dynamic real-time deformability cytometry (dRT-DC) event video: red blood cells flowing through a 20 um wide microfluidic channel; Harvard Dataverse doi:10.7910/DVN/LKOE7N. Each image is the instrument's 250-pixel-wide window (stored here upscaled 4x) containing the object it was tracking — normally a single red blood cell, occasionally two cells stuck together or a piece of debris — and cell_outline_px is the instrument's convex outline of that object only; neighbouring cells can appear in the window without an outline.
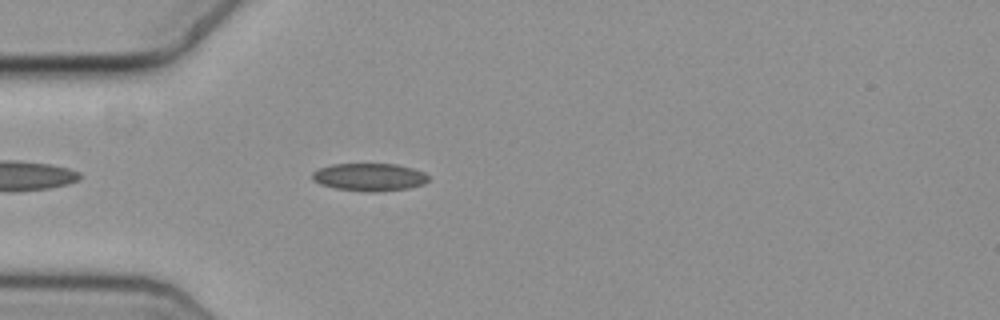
{"species": "common noctule bat (a hibernating species)", "species_latin": "Nyctalus noctula", "temperature_condition": "cold", "stored_images_in_passage": 16, "camera_frame_rate_fps": 3000, "um_per_image_px": 0.085, "animal": {"sex": "female", "body_mass_g": 19.3, "forearm_length_mm": 54.1}, "frame": {"image": 1, "passage_image": 5, "time_ms": 1.333, "image_size_px": [1000, 320], "cell_outline_px": [[428, 180], [424, 184], [408, 188], [376, 192], [368, 192], [336, 188], [320, 184], [312, 180], [312, 172], [320, 168], [332, 164], [396, 164], [412, 168], [424, 172], [428, 176]], "centroid_in_image_um": [31.39, 15.05], "position_along_channel_um": 53.6, "area_um2": 18.73}}
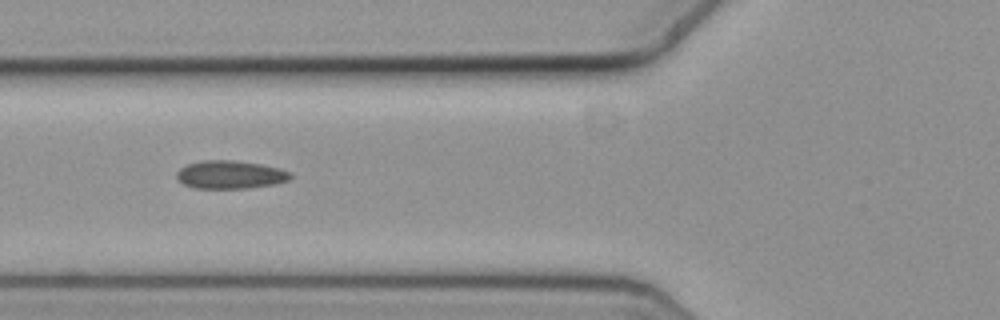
{"frame": {"image": 2, "passage_image": 10, "time_ms": 3.0, "image_size_px": [1000, 320], "cell_outline_px": [[292, 176], [288, 180], [276, 184], [248, 188], [192, 188], [184, 184], [176, 176], [176, 172], [180, 168], [188, 164], [200, 160], [232, 160], [260, 164], [280, 168], [288, 172]], "centroid_in_image_um": [19.55, 14.84], "position_along_channel_um": 106.2, "area_um2": 18.61}}